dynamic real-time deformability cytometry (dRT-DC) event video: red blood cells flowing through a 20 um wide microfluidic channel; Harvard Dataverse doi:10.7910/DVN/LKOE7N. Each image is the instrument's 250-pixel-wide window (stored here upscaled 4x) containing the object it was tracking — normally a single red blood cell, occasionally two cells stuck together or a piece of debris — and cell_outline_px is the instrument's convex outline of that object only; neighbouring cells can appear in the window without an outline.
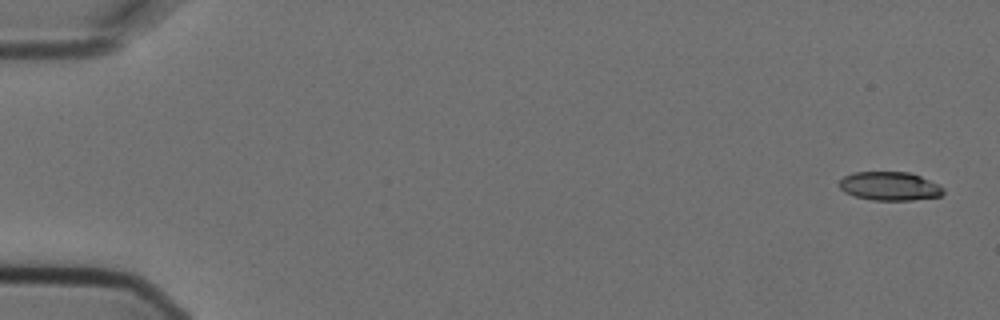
{"species": "Egyptian fruit bat (a non-hibernating species)", "species_latin": "Rousettus aegyptiacus", "temperature_condition": "cold", "stored_images_in_passage": 5, "camera_frame_rate_fps": 3000, "um_per_image_px": 0.085, "animal": {"sex": "female"}, "frame": {"image": 1, "passage_image": 1, "time_ms": 0.0, "image_size_px": [1000, 320], "cell_outline_px": [[944, 192], [940, 196], [912, 200], [872, 200], [856, 196], [844, 192], [840, 188], [840, 180], [844, 176], [856, 172], [908, 172], [920, 176], [944, 188]], "centroid_in_image_um": [75.61, 15.82], "position_along_channel_um": 9.4, "area_um2": 17.17}}
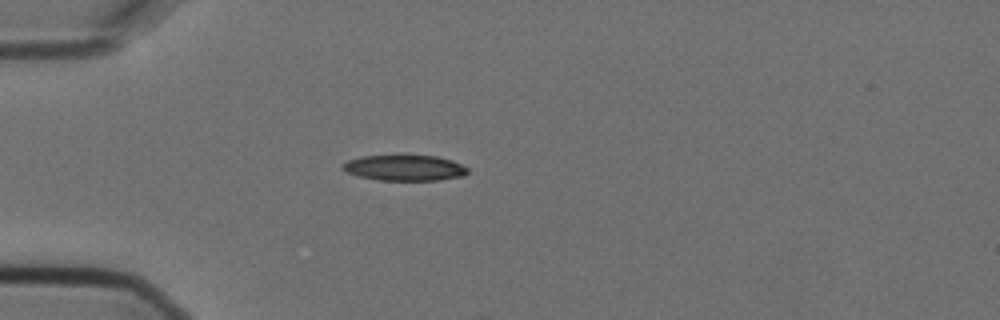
{"frame": {"image": 2, "passage_image": 5, "time_ms": 1.333, "image_size_px": [1000, 320], "cell_outline_px": [[468, 172], [464, 176], [440, 180], [380, 180], [360, 176], [348, 172], [340, 168], [340, 164], [348, 160], [360, 156], [436, 156], [452, 160], [468, 168]], "centroid_in_image_um": [34.39, 14.27], "position_along_channel_um": 50.6, "area_um2": 18.61}}